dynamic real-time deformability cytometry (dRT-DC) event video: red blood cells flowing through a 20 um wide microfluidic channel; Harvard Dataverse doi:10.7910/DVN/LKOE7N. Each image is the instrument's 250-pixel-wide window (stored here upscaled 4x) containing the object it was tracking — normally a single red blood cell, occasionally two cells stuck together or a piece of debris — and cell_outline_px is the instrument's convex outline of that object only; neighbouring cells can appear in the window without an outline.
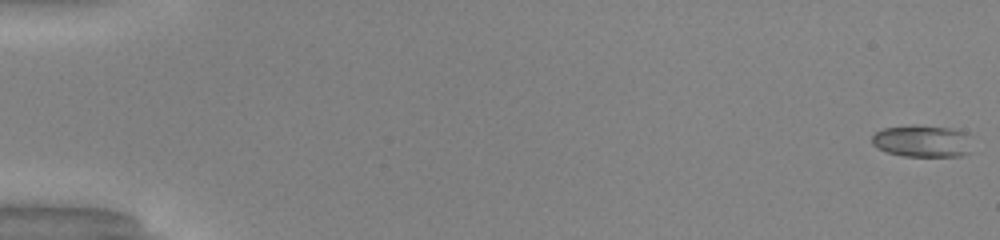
{"species": "common noctule bat (a hibernating species)", "species_latin": "Nyctalus noctula", "temperature_condition": "warm", "stored_images_in_passage": 51, "camera_frame_rate_fps": 3000, "um_per_image_px": 0.085, "animal": {"sex": "male", "body_mass_g": 20.0, "forearm_length_mm": 53.3}, "frame": {"image": 1, "passage_image": 1, "time_ms": 0.0, "image_size_px": [1000, 240], "cell_outline_px": [[972, 152], [960, 156], [904, 156], [888, 152], [876, 148], [872, 144], [872, 136], [876, 132], [884, 128], [912, 124], [952, 128], [968, 132]], "centroid_in_image_um": [78.42, 11.98], "position_along_channel_um": 6.6, "area_um2": 19.07}}
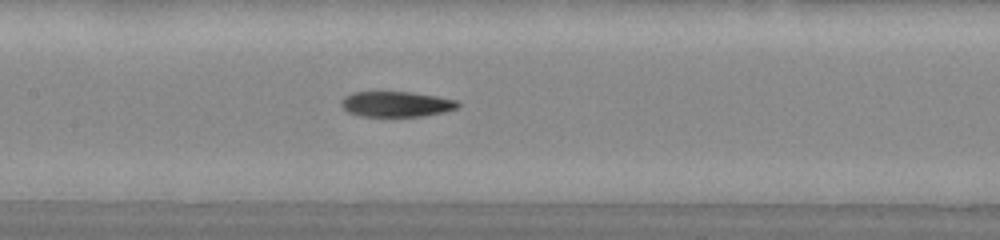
{"frame": {"image": 2, "passage_image": 26, "time_ms": 8.333, "image_size_px": [1000, 240], "cell_outline_px": [[460, 108], [444, 112], [424, 116], [360, 116], [348, 112], [340, 104], [340, 100], [344, 96], [352, 92], [412, 92], [436, 96], [456, 100], [460, 104]], "centroid_in_image_um": [33.69, 8.85], "position_along_channel_um": 173.7, "area_um2": 17.4}}
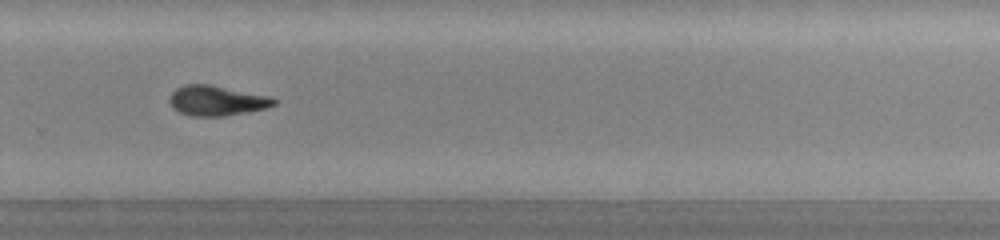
{"frame": {"image": 3, "passage_image": 36, "time_ms": 11.667, "image_size_px": [1000, 240], "cell_outline_px": [[276, 104], [264, 108], [248, 112], [224, 116], [192, 116], [180, 112], [172, 108], [168, 100], [172, 92], [176, 88], [184, 84], [212, 84], [272, 96], [276, 100]], "centroid_in_image_um": [18.42, 8.54], "position_along_channel_um": 311.4, "area_um2": 18.55}, "authors_computed_cell_mechanics": {"area_um2": 18.2648, "velocity_mm_per_s": 4.1366, "shape_relaxation_time_tau1_ms": null, "shape_relaxation_time_tau2_ms": 6.3857, "deformation_change_tau1": null, "deformation_change_tau2": 0.156}}